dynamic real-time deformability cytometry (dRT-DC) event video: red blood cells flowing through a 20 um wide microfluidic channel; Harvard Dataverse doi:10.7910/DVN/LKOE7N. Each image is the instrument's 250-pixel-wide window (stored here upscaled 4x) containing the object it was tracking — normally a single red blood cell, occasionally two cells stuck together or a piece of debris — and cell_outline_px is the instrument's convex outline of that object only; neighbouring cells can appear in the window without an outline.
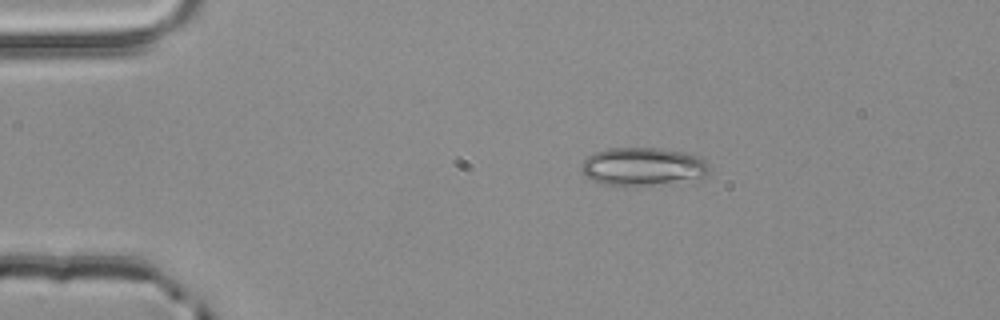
{"species": "common noctule bat (a hibernating species)", "species_latin": "Nyctalus noctula", "temperature_condition": "room temperature", "stored_images_in_passage": 2, "camera_frame_rate_fps": 3000, "um_per_image_px": 0.085, "animal": {"sex": "male", "body_mass_g": 20.4}, "frame": {"image": 1, "passage_image": 1, "time_ms": 0.0, "image_size_px": [1000, 320], "cell_outline_px": [[708, 172], [704, 176], [652, 184], [600, 184], [592, 180], [580, 172], [580, 164], [592, 152], [608, 148], [664, 148], [684, 152], [700, 156], [708, 164]], "centroid_in_image_um": [54.56, 14.11], "position_along_channel_um": 30.4, "area_um2": 27.92}}